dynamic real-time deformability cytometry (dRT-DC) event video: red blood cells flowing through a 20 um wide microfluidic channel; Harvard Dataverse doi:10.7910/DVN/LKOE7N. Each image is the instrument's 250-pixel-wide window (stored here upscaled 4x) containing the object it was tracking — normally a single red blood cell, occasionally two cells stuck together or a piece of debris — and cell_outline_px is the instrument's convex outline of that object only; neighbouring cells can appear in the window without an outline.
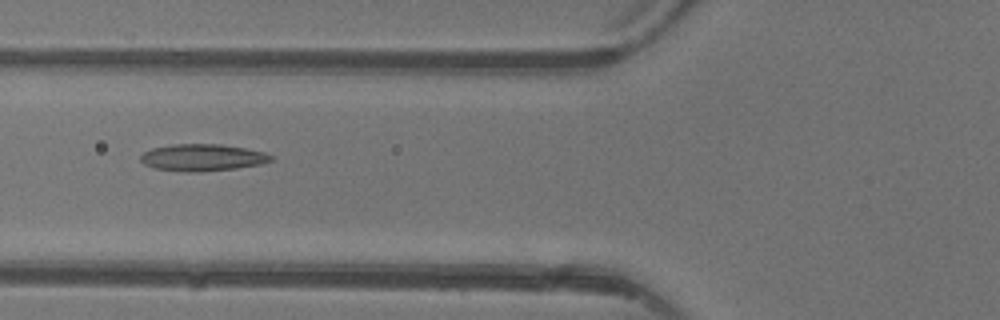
{"species": "common noctule bat (a hibernating species)", "species_latin": "Nyctalus noctula", "temperature_condition": "warm", "stored_images_in_passage": 6, "camera_frame_rate_fps": 3000, "um_per_image_px": 0.085, "animal": {"sex": "female"}, "frame": {"image": 1, "passage_image": 6, "time_ms": 6.0, "image_size_px": [1000, 320], "cell_outline_px": [[272, 160], [260, 164], [236, 168], [200, 172], [180, 172], [156, 168], [144, 164], [140, 160], [140, 156], [144, 152], [152, 148], [172, 144], [220, 144], [244, 148], [264, 152], [272, 156]], "centroid_in_image_um": [17.17, 13.39], "position_along_channel_um": 108.6, "area_um2": 20.4}}